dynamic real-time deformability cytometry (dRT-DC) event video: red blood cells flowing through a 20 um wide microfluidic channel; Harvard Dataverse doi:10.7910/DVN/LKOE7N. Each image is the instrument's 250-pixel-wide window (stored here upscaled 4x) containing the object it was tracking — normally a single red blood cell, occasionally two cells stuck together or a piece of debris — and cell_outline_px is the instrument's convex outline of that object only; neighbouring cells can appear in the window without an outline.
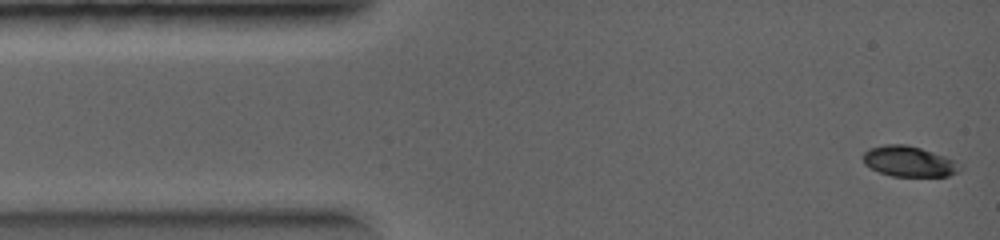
{"species": "common noctule bat (a hibernating species)", "species_latin": "Nyctalus noctula", "temperature_condition": "warm", "stored_images_in_passage": 14, "camera_frame_rate_fps": 5000, "um_per_image_px": 0.085, "animal": {"sex": "female", "body_mass_g": 19.0, "forearm_length_mm": 56.7}, "frame": {"image": 1, "passage_image": 1, "time_ms": 0.0, "image_size_px": [1000, 240], "cell_outline_px": [[964, 168], [960, 172], [948, 176], [892, 176], [880, 172], [864, 164], [860, 156], [868, 148], [884, 144], [904, 144], [920, 148], [956, 160]], "centroid_in_image_um": [77.27, 13.72], "position_along_channel_um": 7.7, "area_um2": 17.46}}
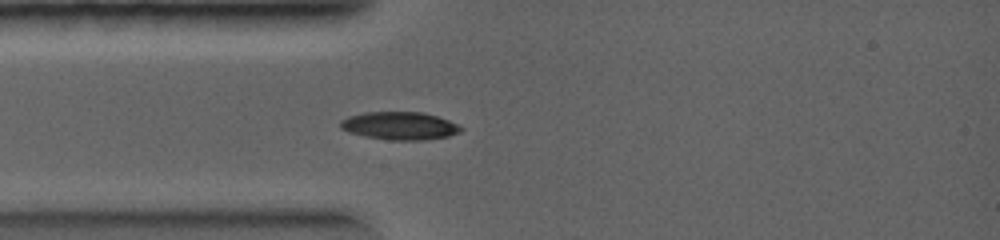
{"frame": {"image": 2, "passage_image": 6, "time_ms": 2.0, "image_size_px": [1000, 240], "cell_outline_px": [[464, 128], [460, 132], [448, 136], [424, 140], [392, 140], [364, 136], [348, 132], [340, 128], [340, 120], [348, 116], [364, 112], [424, 112], [448, 120]], "centroid_in_image_um": [33.95, 10.69], "position_along_channel_um": 51.1, "area_um2": 19.59}}
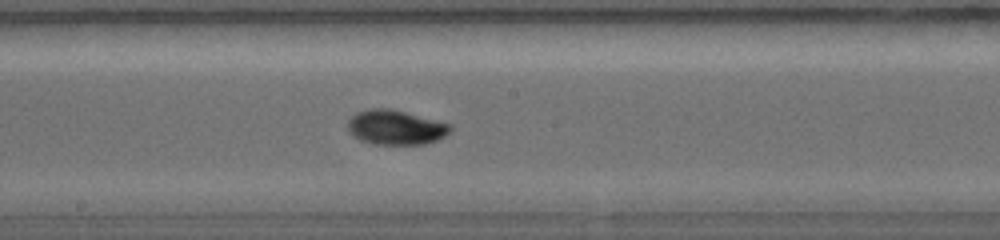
{"frame": {"image": 3, "passage_image": 13, "time_ms": 4.6, "image_size_px": [1000, 240], "cell_outline_px": [[452, 132], [436, 140], [424, 144], [372, 144], [360, 140], [352, 136], [348, 132], [348, 120], [356, 112], [368, 108], [388, 108], [452, 124]], "centroid_in_image_um": [33.61, 10.83], "position_along_channel_um": 214.6, "area_um2": 20.81}}